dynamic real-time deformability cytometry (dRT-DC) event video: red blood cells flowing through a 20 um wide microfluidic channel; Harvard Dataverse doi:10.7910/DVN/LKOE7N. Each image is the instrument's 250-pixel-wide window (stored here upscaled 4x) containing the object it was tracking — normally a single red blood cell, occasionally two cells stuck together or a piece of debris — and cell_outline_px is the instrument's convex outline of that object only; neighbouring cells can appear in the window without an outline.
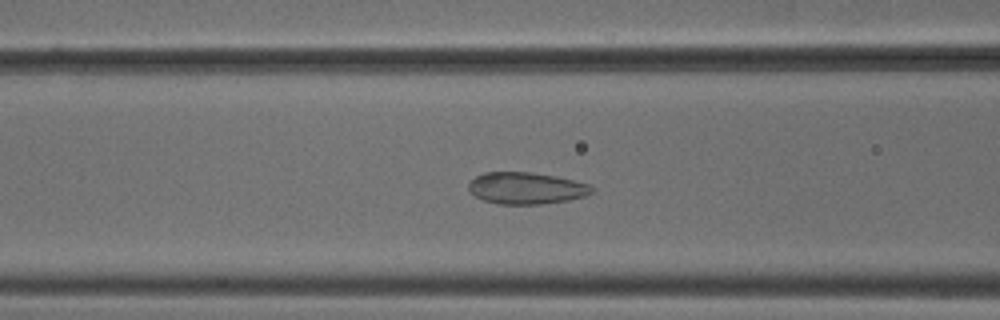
{"species": "common noctule bat (a hibernating species)", "species_latin": "Nyctalus noctula", "temperature_condition": "cold", "stored_images_in_passage": 44, "camera_frame_rate_fps": 3000, "um_per_image_px": 0.085, "animal": {"sex": "male", "body_mass_g": 18.8}, "frame": {"image": 1, "passage_image": 13, "time_ms": 4.0, "image_size_px": [1000, 320], "cell_outline_px": [[592, 192], [584, 196], [568, 200], [540, 204], [496, 204], [484, 200], [468, 192], [468, 184], [476, 176], [484, 172], [532, 172], [556, 176], [588, 184], [592, 188]], "centroid_in_image_um": [44.68, 15.99], "position_along_channel_um": 121.9, "area_um2": 22.72}}
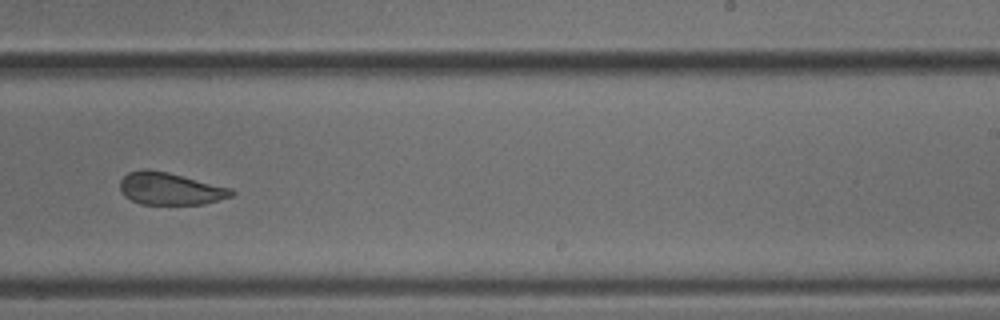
{"frame": {"image": 2, "passage_image": 25, "time_ms": 8.0, "image_size_px": [1000, 320], "cell_outline_px": [[236, 192], [232, 196], [204, 204], [140, 204], [124, 196], [120, 192], [120, 180], [128, 172], [144, 168], [148, 168], [168, 172], [232, 188]], "centroid_in_image_um": [14.45, 16.03], "position_along_channel_um": 274.6, "area_um2": 21.15}}
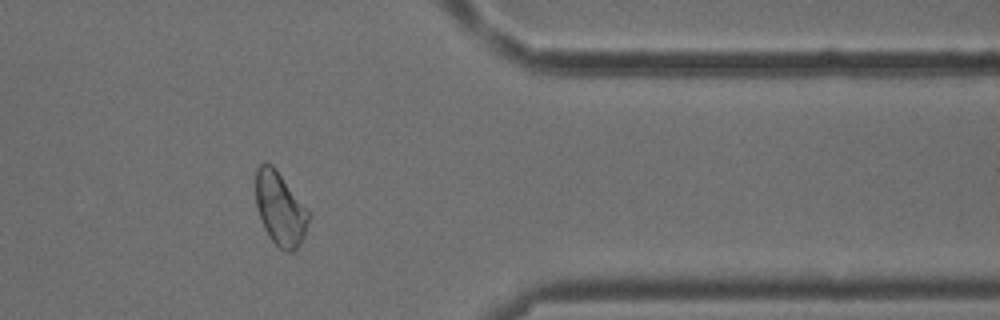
{"frame": {"image": 3, "passage_image": 35, "time_ms": 11.333, "image_size_px": [1000, 320], "cell_outline_px": [[312, 216], [304, 236], [300, 244], [292, 252], [288, 252], [280, 248], [272, 240], [264, 228], [256, 204], [256, 168], [260, 164], [272, 164], [276, 168], [312, 212]], "centroid_in_image_um": [23.87, 17.73], "position_along_channel_um": 387.5, "area_um2": 22.95}, "authors_computed_cell_mechanics": {"area_um2": 22.831, "velocity_mm_per_s": 3.8205, "shape_relaxation_time_tau1_ms": null, "shape_relaxation_time_tau2_ms": 1.9248, "deformation_change_tau1": null, "deformation_change_tau2": 0.0678}}